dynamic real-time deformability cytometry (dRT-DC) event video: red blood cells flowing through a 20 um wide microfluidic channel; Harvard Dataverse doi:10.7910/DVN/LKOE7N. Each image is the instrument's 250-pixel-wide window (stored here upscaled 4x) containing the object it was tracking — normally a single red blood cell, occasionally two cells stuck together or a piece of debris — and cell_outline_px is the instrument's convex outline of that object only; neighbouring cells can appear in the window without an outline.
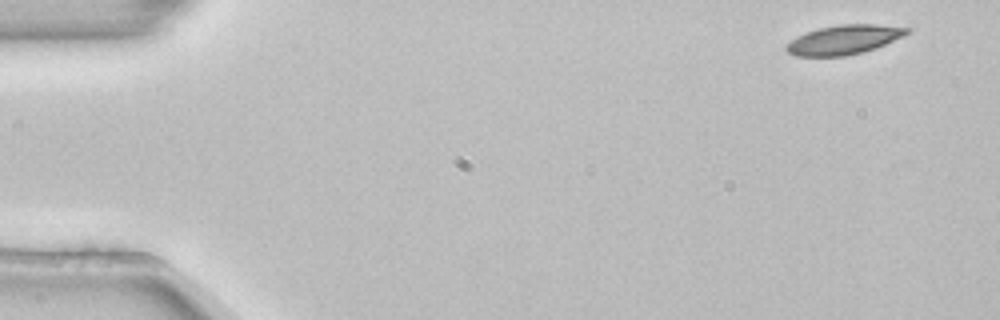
{"species": "common noctule bat (a hibernating species)", "species_latin": "Nyctalus noctula", "temperature_condition": "room temperature", "stored_images_in_passage": 3, "camera_frame_rate_fps": 3000, "um_per_image_px": 0.085, "animal": {"sex": "female", "body_mass_g": 22.7, "forearm_length_mm": 54.2}, "frame": {"image": 1, "passage_image": 1, "time_ms": 0.0, "image_size_px": [1000, 320], "cell_outline_px": [[912, 28], [908, 32], [876, 48], [844, 56], [796, 56], [788, 52], [784, 48], [796, 36], [820, 28], [840, 24], [876, 24]], "centroid_in_image_um": [71.71, 3.37], "position_along_channel_um": 13.3, "area_um2": 20.17}}
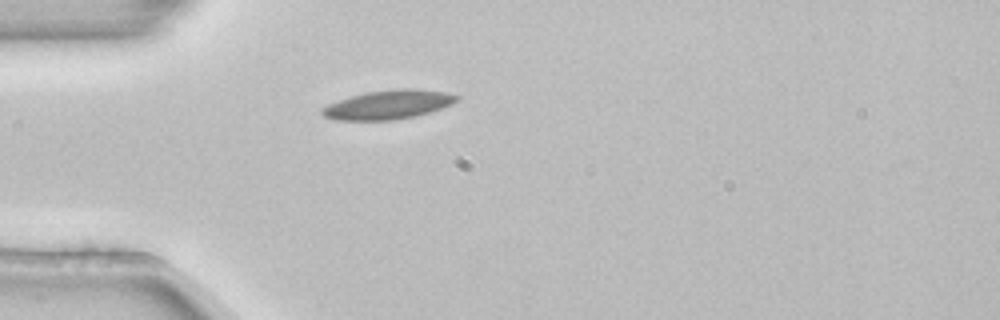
{"frame": {"image": 2, "passage_image": 3, "time_ms": 0.667, "image_size_px": [1000, 320], "cell_outline_px": [[460, 96], [452, 104], [416, 116], [396, 120], [336, 120], [324, 116], [320, 112], [320, 108], [328, 104], [352, 96], [368, 92], [396, 88], [416, 88], [448, 92]], "centroid_in_image_um": [33.01, 8.89], "position_along_channel_um": 52.0, "area_um2": 22.77}}